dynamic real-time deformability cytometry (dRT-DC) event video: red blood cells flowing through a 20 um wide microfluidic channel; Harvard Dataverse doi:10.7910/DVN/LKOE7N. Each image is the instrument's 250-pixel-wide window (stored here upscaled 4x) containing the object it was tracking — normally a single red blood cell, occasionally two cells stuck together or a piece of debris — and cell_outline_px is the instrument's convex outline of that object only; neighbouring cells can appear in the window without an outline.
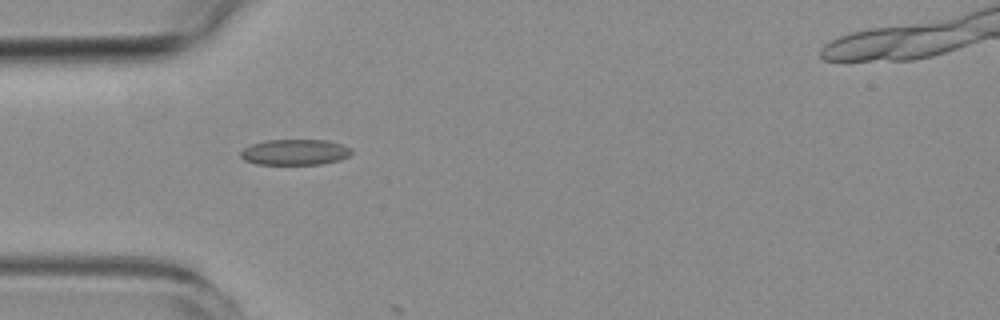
{"species": "common noctule bat (a hibernating species)", "species_latin": "Nyctalus noctula", "temperature_condition": "room temperature", "stored_images_in_passage": 5, "camera_frame_rate_fps": 3000, "um_per_image_px": 0.085, "animal": {"sex": "female", "body_mass_g": 19.3, "forearm_length_mm": 54.1}, "frame": {"image": 1, "passage_image": 5, "time_ms": 4.667, "image_size_px": [1000, 320], "cell_outline_px": [[352, 152], [348, 156], [340, 160], [320, 164], [256, 164], [244, 160], [240, 156], [240, 152], [244, 148], [252, 144], [264, 140], [328, 140], [352, 148]], "centroid_in_image_um": [25.06, 12.93], "position_along_channel_um": 59.9, "area_um2": 16.65}}